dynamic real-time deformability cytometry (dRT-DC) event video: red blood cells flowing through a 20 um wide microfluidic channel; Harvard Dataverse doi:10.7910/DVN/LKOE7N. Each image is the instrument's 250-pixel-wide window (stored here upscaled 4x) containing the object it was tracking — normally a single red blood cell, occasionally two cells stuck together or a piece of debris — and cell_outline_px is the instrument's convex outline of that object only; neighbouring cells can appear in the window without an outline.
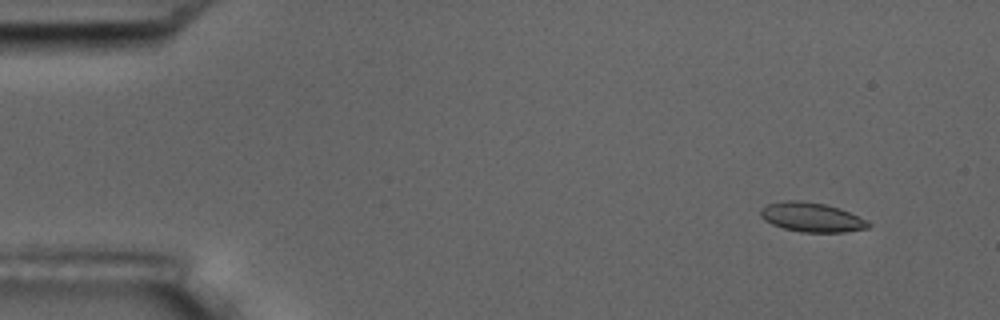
{"species": "common noctule bat (a hibernating species)", "species_latin": "Nyctalus noctula", "temperature_condition": "room temperature", "stored_images_in_passage": 5, "camera_frame_rate_fps": 3000, "um_per_image_px": 0.085, "animal": {"sex": "male", "body_mass_g": 17.5, "forearm_length_mm": 52.3}, "frame": {"image": 1, "passage_image": 1, "time_ms": 0.0, "image_size_px": [1000, 320], "cell_outline_px": [[872, 224], [868, 228], [844, 232], [800, 232], [784, 228], [772, 224], [764, 220], [760, 216], [760, 208], [768, 204], [784, 200], [800, 200], [824, 204], [840, 208], [868, 220]], "centroid_in_image_um": [68.99, 18.46], "position_along_channel_um": 16.0, "area_um2": 18.55}}
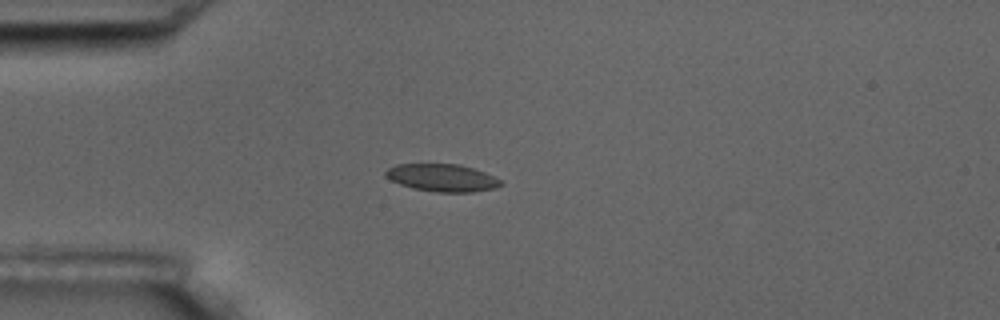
{"frame": {"image": 2, "passage_image": 3, "time_ms": 3.333, "image_size_px": [1000, 320], "cell_outline_px": [[504, 184], [496, 188], [472, 192], [436, 192], [412, 188], [400, 184], [384, 176], [384, 172], [388, 168], [396, 164], [460, 164], [484, 172], [504, 180]], "centroid_in_image_um": [37.61, 15.11], "position_along_channel_um": 47.4, "area_um2": 18.61}}